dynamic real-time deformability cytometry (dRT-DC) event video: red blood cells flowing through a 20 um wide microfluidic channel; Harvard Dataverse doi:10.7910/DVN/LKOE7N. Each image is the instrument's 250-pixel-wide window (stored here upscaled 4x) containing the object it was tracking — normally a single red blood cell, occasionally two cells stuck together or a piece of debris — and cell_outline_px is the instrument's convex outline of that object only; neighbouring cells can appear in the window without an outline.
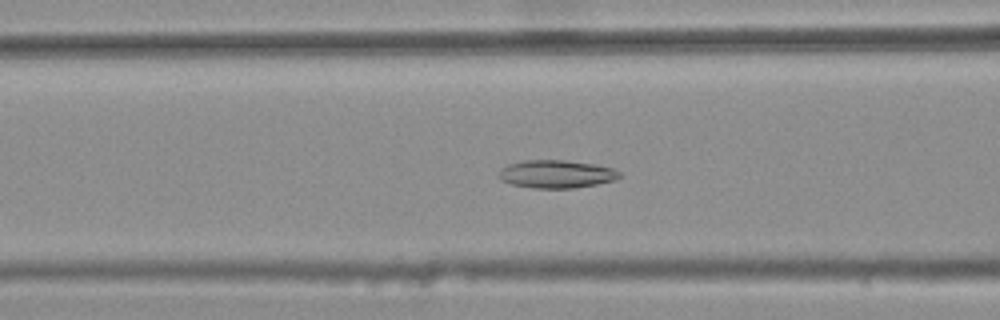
{"species": "common noctule bat (a hibernating species)", "species_latin": "Nyctalus noctula", "temperature_condition": "warm", "stored_images_in_passage": 46, "camera_frame_rate_fps": 3000, "um_per_image_px": 0.085, "animal": {"sex": "female", "body_mass_g": 25.1}, "frame": {"image": 1, "passage_image": 21, "time_ms": 6.667, "image_size_px": [1000, 320], "cell_outline_px": [[620, 176], [616, 180], [576, 188], [532, 188], [512, 184], [500, 180], [496, 176], [496, 172], [500, 168], [508, 164], [524, 160], [564, 160], [596, 164], [612, 168], [620, 172]], "centroid_in_image_um": [47.24, 14.79], "position_along_channel_um": 119.4, "area_um2": 19.94}}
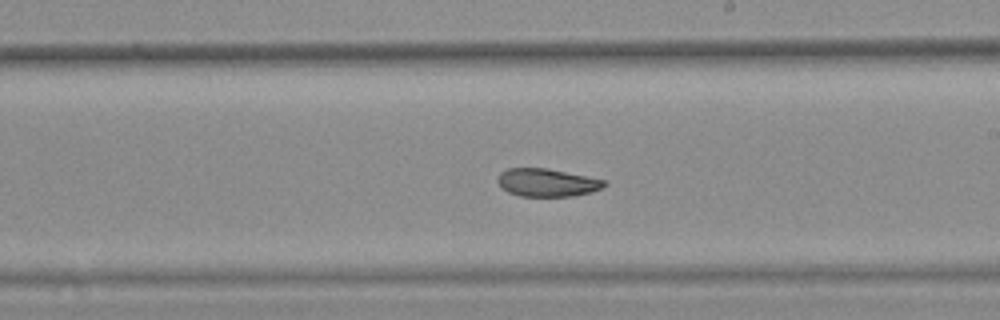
{"frame": {"image": 2, "passage_image": 31, "time_ms": 10.0, "image_size_px": [1000, 320], "cell_outline_px": [[608, 184], [600, 188], [588, 192], [572, 196], [520, 196], [508, 192], [496, 180], [500, 172], [508, 168], [548, 168], [604, 180]], "centroid_in_image_um": [46.46, 15.51], "position_along_channel_um": 242.5, "area_um2": 17.11}}
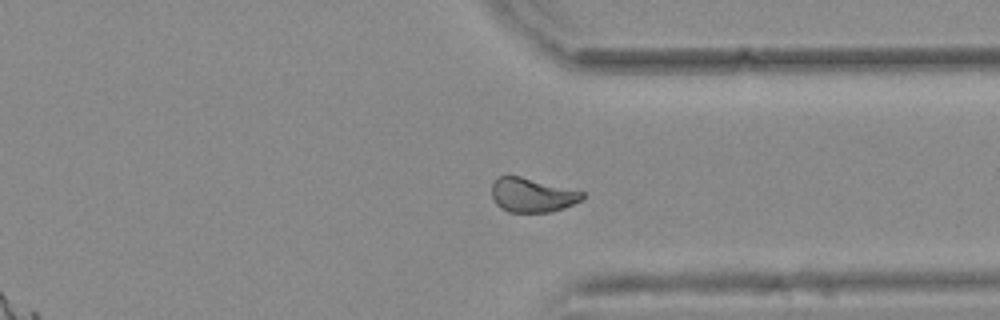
{"frame": {"image": 3, "passage_image": 41, "time_ms": 13.333, "image_size_px": [1000, 320], "cell_outline_px": [[584, 196], [580, 200], [564, 208], [548, 212], [508, 212], [500, 208], [496, 204], [492, 196], [492, 184], [496, 176], [520, 176], [584, 192]], "centroid_in_image_um": [45.18, 16.58], "position_along_channel_um": 366.2, "area_um2": 17.92}, "authors_computed_cell_mechanics": {"area_um2": 18.9584, "velocity_mm_per_s": 3.7041, "shape_relaxation_time_tau1_ms": null, "shape_relaxation_time_tau2_ms": 1.8661, "deformation_change_tau1": null, "deformation_change_tau2": 0.0645}}